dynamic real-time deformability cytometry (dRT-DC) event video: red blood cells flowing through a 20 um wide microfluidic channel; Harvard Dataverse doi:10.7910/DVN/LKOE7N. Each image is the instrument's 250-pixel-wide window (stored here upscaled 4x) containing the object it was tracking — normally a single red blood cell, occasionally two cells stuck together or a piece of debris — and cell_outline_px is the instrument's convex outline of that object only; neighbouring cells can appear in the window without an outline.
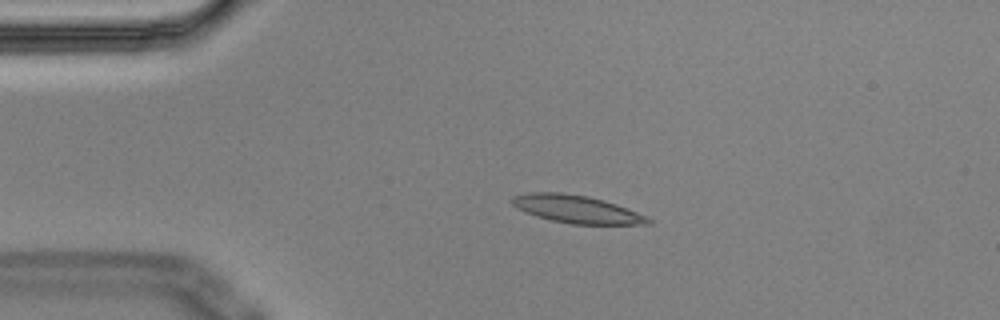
{"species": "Egyptian fruit bat (a non-hibernating species)", "species_latin": "Rousettus aegyptiacus", "temperature_condition": "cold", "stored_images_in_passage": 4, "camera_frame_rate_fps": 3000, "um_per_image_px": 0.085, "animal": {"sex": "male"}, "frame": {"image": 1, "passage_image": 3, "time_ms": 0.667, "image_size_px": [1000, 320], "cell_outline_px": [[652, 224], [572, 224], [552, 220], [536, 216], [524, 212], [516, 208], [512, 204], [512, 196], [528, 192], [560, 192], [588, 196], [604, 200], [616, 204], [648, 216], [652, 220]], "centroid_in_image_um": [49.01, 17.77], "position_along_channel_um": 36.0, "area_um2": 22.08}}